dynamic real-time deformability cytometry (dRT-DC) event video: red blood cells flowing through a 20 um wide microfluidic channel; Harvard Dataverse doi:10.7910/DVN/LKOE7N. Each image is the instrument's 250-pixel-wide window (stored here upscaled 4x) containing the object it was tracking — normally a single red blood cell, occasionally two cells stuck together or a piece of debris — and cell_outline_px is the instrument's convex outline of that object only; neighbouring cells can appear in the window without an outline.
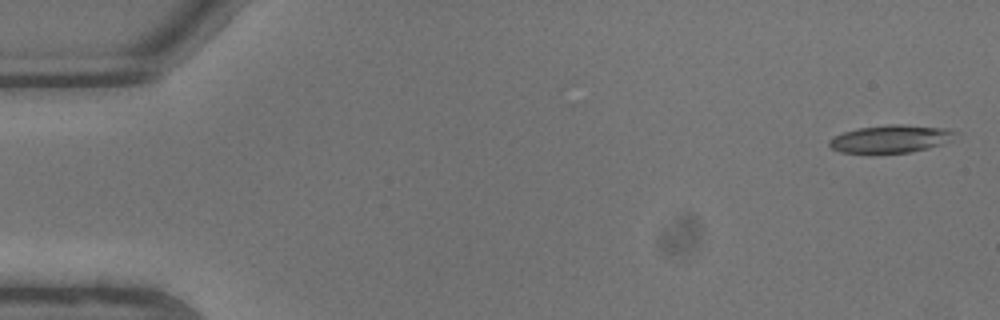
{"species": "common noctule bat (a hibernating species)", "species_latin": "Nyctalus noctula", "temperature_condition": "warm", "stored_images_in_passage": 9, "camera_frame_rate_fps": 3000, "um_per_image_px": 0.085, "animal": {"sex": "male", "body_mass_g": 13.3}, "frame": {"image": 1, "passage_image": 1, "time_ms": 0.0, "image_size_px": [1000, 320], "cell_outline_px": [[960, 132], [940, 144], [928, 148], [908, 152], [840, 152], [832, 148], [828, 144], [828, 140], [844, 132], [856, 128], [888, 124], [900, 124], [948, 128]], "centroid_in_image_um": [75.7, 11.78], "position_along_channel_um": 9.3, "area_um2": 20.0}}
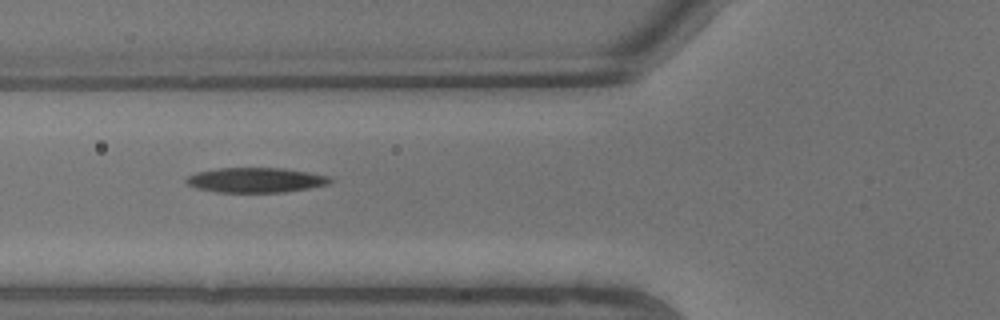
{"frame": {"image": 2, "passage_image": 8, "time_ms": 2.333, "image_size_px": [1000, 320], "cell_outline_px": [[336, 180], [328, 184], [308, 188], [284, 192], [216, 192], [196, 188], [188, 184], [184, 180], [188, 176], [196, 172], [220, 168], [284, 168], [308, 172], [328, 176]], "centroid_in_image_um": [21.74, 15.3], "position_along_channel_um": 104.1, "area_um2": 20.87}}
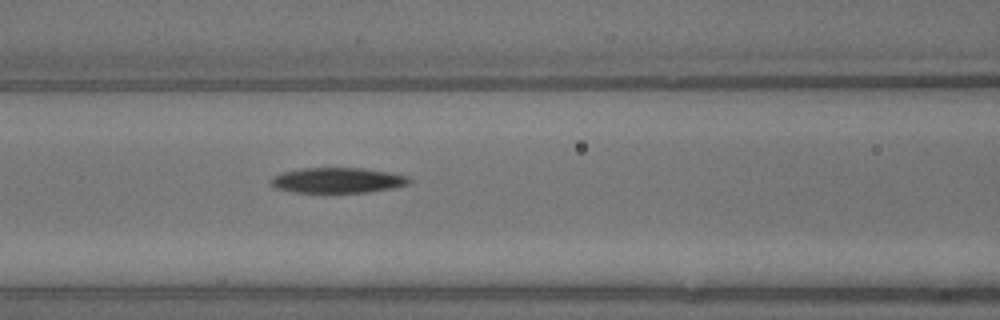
{"frame": {"image": 3, "passage_image": 9, "time_ms": 2.667, "image_size_px": [1000, 320], "cell_outline_px": [[412, 184], [372, 192], [292, 192], [276, 188], [268, 184], [268, 180], [272, 176], [280, 172], [300, 168], [364, 168], [388, 172], [408, 176], [412, 180]], "centroid_in_image_um": [28.66, 15.32], "position_along_channel_um": 137.9, "area_um2": 20.81}}